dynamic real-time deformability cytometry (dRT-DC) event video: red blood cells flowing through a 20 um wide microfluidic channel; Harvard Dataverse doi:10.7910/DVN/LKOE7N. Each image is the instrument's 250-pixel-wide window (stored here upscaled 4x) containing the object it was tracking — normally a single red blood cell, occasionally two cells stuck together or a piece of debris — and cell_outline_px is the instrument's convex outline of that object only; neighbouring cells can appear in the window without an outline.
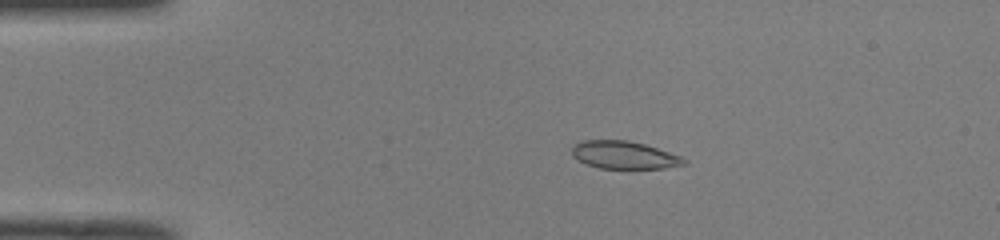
{"species": "common noctule bat (a hibernating species)", "species_latin": "Nyctalus noctula", "temperature_condition": "room temperature", "stored_images_in_passage": 50, "camera_frame_rate_fps": 3000, "um_per_image_px": 0.085, "animal": {"sex": "male", "body_mass_g": 19.0, "forearm_length_mm": 50.8}, "frame": {"image": 1, "passage_image": 10, "time_ms": 3.0, "image_size_px": [1000, 240], "cell_outline_px": [[688, 164], [664, 168], [600, 168], [588, 164], [572, 156], [572, 148], [580, 140], [628, 140], [644, 144], [680, 156], [688, 160]], "centroid_in_image_um": [53.07, 13.17], "position_along_channel_um": 31.9, "area_um2": 17.92}}
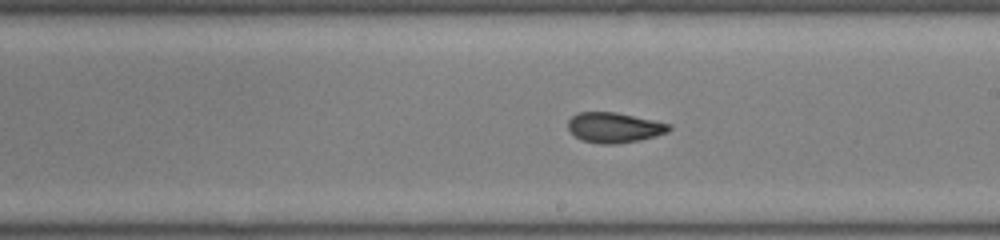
{"frame": {"image": 2, "passage_image": 29, "time_ms": 9.333, "image_size_px": [1000, 240], "cell_outline_px": [[672, 128], [668, 132], [656, 136], [640, 140], [616, 144], [600, 144], [580, 140], [568, 128], [568, 120], [576, 112], [616, 112], [672, 124]], "centroid_in_image_um": [52.22, 10.84], "position_along_channel_um": 236.8, "area_um2": 17.92}}
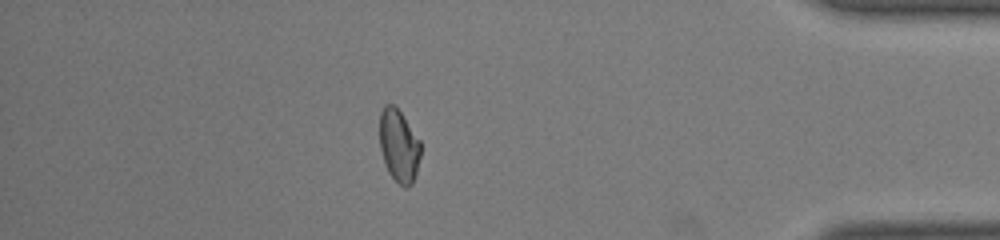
{"frame": {"image": 3, "passage_image": 44, "time_ms": 14.333, "image_size_px": [1000, 240], "cell_outline_px": [[420, 156], [416, 172], [412, 184], [408, 188], [404, 188], [388, 172], [380, 148], [380, 112], [384, 104], [392, 104], [400, 112], [420, 140]], "centroid_in_image_um": [33.9, 12.39], "position_along_channel_um": 401.3, "area_um2": 17.17}, "authors_computed_cell_mechanics": {"area_um2": 18.0914, "velocity_mm_per_s": 4.0341, "shape_relaxation_time_tau1_ms": null, "shape_relaxation_time_tau2_ms": 1.5835, "deformation_change_tau1": null, "deformation_change_tau2": 0.0469}}